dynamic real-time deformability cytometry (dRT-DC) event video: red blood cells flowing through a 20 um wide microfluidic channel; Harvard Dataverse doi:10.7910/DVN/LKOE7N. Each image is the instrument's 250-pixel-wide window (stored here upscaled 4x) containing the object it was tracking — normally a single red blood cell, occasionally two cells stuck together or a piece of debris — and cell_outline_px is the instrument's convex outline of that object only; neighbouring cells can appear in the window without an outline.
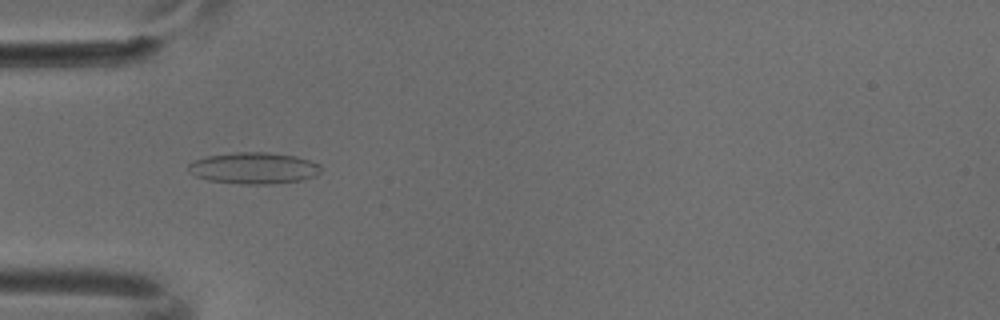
{"species": "common noctule bat (a hibernating species)", "species_latin": "Nyctalus noctula", "temperature_condition": "cold", "stored_images_in_passage": 6, "camera_frame_rate_fps": 3000, "um_per_image_px": 0.085, "animal": {"sex": "male", "body_mass_g": 18.8}, "frame": {"image": 1, "passage_image": 4, "time_ms": 1.0, "image_size_px": [1000, 320], "cell_outline_px": [[320, 172], [316, 176], [300, 180], [268, 184], [240, 184], [208, 180], [196, 176], [188, 172], [188, 164], [196, 160], [208, 156], [236, 152], [268, 152], [296, 156], [320, 164]], "centroid_in_image_um": [21.57, 14.29], "position_along_channel_um": 63.4, "area_um2": 24.22}}
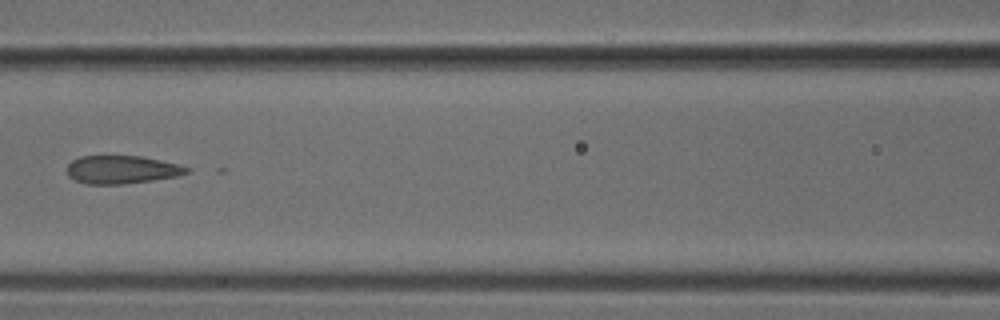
{"frame": {"image": 2, "passage_image": 6, "time_ms": 1.667, "image_size_px": [1000, 320], "cell_outline_px": [[192, 172], [180, 176], [124, 184], [84, 184], [72, 180], [68, 176], [68, 164], [72, 160], [80, 156], [140, 156], [180, 164], [192, 168]], "centroid_in_image_um": [10.39, 14.42], "position_along_channel_um": 156.2, "area_um2": 19.94}}